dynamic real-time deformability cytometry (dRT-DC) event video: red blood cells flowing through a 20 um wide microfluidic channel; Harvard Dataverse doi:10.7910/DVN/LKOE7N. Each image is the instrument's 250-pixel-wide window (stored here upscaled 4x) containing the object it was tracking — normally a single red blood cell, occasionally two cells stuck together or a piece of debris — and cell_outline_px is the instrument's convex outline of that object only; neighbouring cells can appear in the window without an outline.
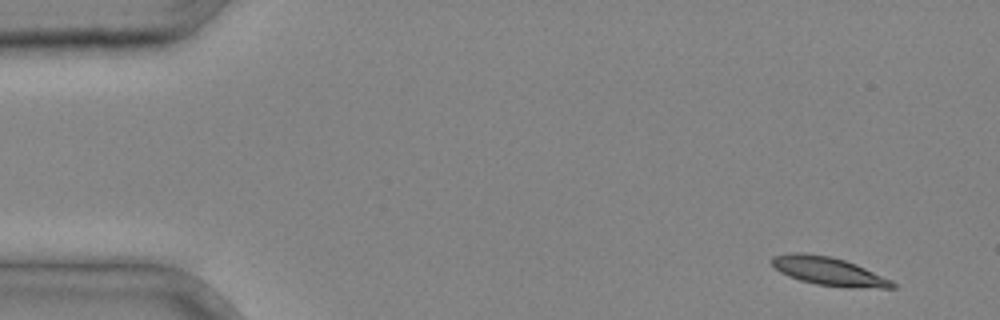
{"species": "common noctule bat (a hibernating species)", "species_latin": "Nyctalus noctula", "temperature_condition": "cold", "stored_images_in_passage": 36, "camera_frame_rate_fps": 3000, "um_per_image_px": 0.085, "animal": {"sex": "male", "body_mass_g": 20.4}, "frame": {"image": 1, "passage_image": 2, "time_ms": 0.333, "image_size_px": [1000, 320], "cell_outline_px": [[896, 288], [880, 288], [816, 284], [800, 280], [788, 276], [780, 272], [772, 264], [772, 256], [792, 252], [804, 252], [832, 256], [856, 264], [892, 280], [896, 284]], "centroid_in_image_um": [70.41, 23.02], "position_along_channel_um": 14.6, "area_um2": 19.65}}
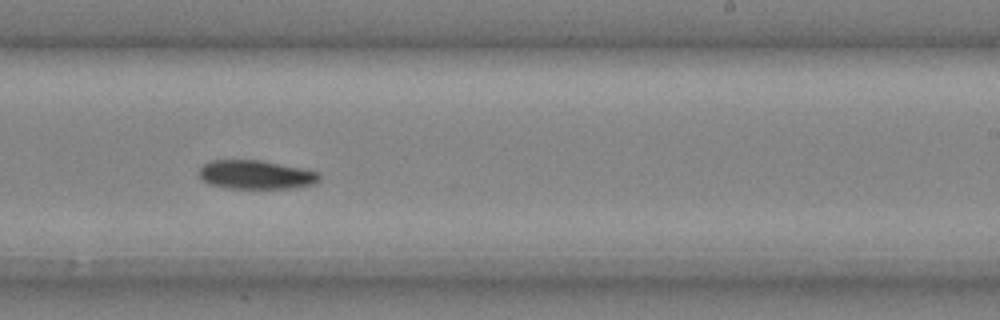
{"frame": {"image": 2, "passage_image": 23, "time_ms": 7.333, "image_size_px": [1000, 320], "cell_outline_px": [[320, 180], [312, 184], [288, 188], [228, 188], [208, 184], [200, 176], [200, 168], [204, 164], [212, 160], [260, 160], [300, 168], [316, 172], [320, 176]], "centroid_in_image_um": [21.72, 14.85], "position_along_channel_um": 267.3, "area_um2": 19.83}}
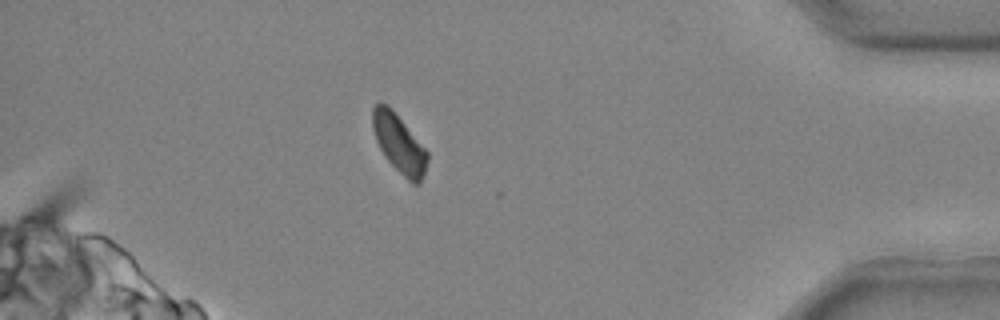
{"frame": {"image": 3, "passage_image": 33, "time_ms": 10.667, "image_size_px": [1000, 320], "cell_outline_px": [[428, 160], [424, 176], [420, 184], [412, 184], [388, 160], [380, 148], [376, 140], [372, 128], [372, 108], [380, 100], [388, 104], [392, 108], [428, 152]], "centroid_in_image_um": [33.92, 12.18], "position_along_channel_um": 401.3, "area_um2": 18.67}}